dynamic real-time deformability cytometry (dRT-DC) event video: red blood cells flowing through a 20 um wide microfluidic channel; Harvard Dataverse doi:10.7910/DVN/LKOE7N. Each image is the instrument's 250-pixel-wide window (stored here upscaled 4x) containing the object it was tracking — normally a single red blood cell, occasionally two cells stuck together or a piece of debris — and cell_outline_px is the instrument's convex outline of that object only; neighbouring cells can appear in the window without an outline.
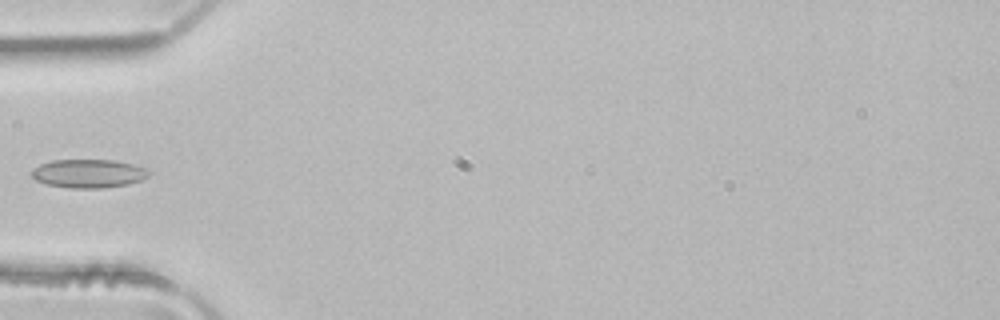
{"species": "common noctule bat (a hibernating species)", "species_latin": "Nyctalus noctula", "temperature_condition": "room temperature", "stored_images_in_passage": 6, "camera_frame_rate_fps": 3000, "um_per_image_px": 0.085, "animal": {"sex": "male", "body_mass_g": 21.5, "forearm_length_mm": 52.0}, "frame": {"image": 1, "passage_image": 5, "time_ms": 1.333, "image_size_px": [1000, 320], "cell_outline_px": [[152, 172], [148, 176], [140, 180], [128, 184], [100, 188], [68, 188], [48, 184], [36, 180], [32, 176], [32, 168], [40, 164], [52, 160], [116, 160], [136, 164], [148, 168]], "centroid_in_image_um": [7.57, 14.73], "position_along_channel_um": 77.4, "area_um2": 19.65}}
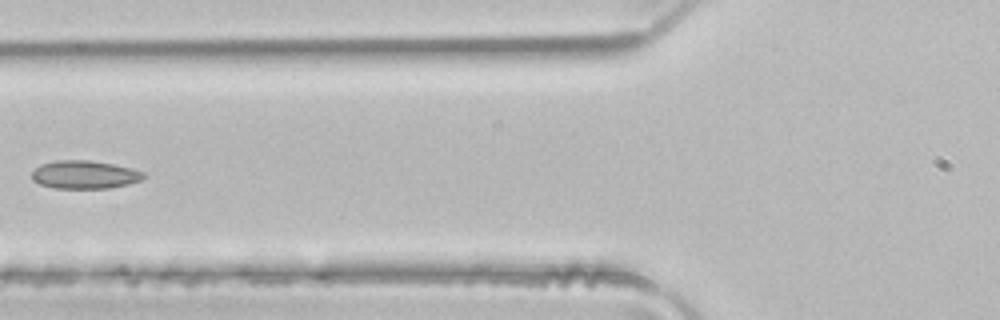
{"frame": {"image": 2, "passage_image": 6, "time_ms": 1.667, "image_size_px": [1000, 320], "cell_outline_px": [[144, 176], [140, 180], [128, 184], [108, 188], [52, 188], [40, 184], [32, 180], [32, 172], [40, 164], [56, 160], [88, 160], [112, 164], [132, 168], [144, 172]], "centroid_in_image_um": [7.16, 14.84], "position_along_channel_um": 118.6, "area_um2": 18.26}}